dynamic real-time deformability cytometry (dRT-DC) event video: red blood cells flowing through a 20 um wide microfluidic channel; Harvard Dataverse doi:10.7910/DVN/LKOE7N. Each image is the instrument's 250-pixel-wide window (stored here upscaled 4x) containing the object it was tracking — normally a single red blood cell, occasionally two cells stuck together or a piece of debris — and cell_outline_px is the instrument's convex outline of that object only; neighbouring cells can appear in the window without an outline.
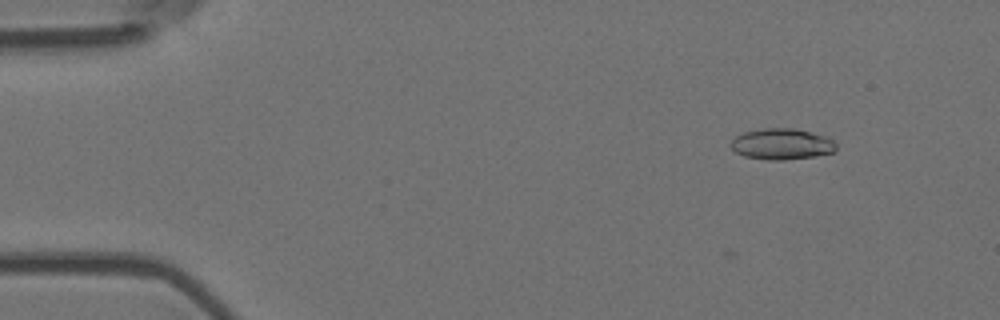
{"species": "Egyptian fruit bat (a non-hibernating species)", "species_latin": "Rousettus aegyptiacus", "temperature_condition": "room temperature", "stored_images_in_passage": 6, "camera_frame_rate_fps": 3000, "um_per_image_px": 0.085, "animal": {"sex": "female"}, "frame": {"image": 1, "passage_image": 3, "time_ms": 0.667, "image_size_px": [1000, 320], "cell_outline_px": [[836, 148], [832, 152], [816, 156], [784, 160], [768, 160], [744, 156], [736, 152], [728, 144], [736, 136], [744, 132], [764, 128], [796, 128], [824, 136], [832, 140], [836, 144]], "centroid_in_image_um": [66.42, 12.24], "position_along_channel_um": 18.6, "area_um2": 19.02}}